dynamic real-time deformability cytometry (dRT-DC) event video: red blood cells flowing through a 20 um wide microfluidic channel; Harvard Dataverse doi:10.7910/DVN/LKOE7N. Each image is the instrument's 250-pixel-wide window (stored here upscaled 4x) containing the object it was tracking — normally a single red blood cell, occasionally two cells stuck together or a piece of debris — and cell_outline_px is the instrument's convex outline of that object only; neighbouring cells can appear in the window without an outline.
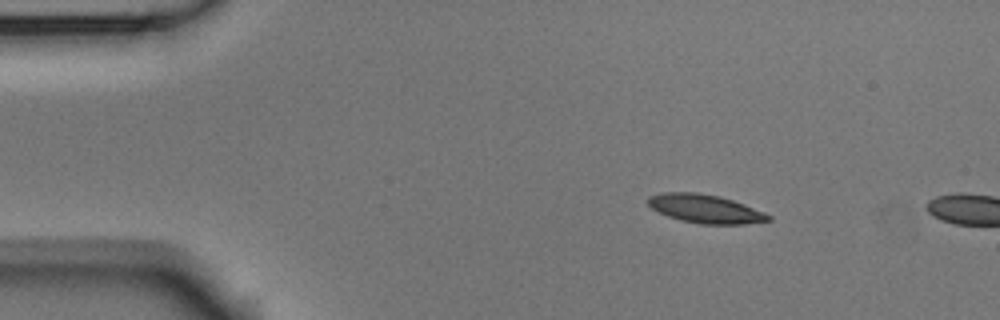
{"species": "Egyptian fruit bat (a non-hibernating species)", "species_latin": "Rousettus aegyptiacus", "temperature_condition": "room temperature", "stored_images_in_passage": 2, "camera_frame_rate_fps": 3000, "um_per_image_px": 0.085, "animal": {"sex": "male"}, "frame": {"image": 1, "passage_image": 1, "time_ms": 0.0, "image_size_px": [1000, 320], "cell_outline_px": [[772, 220], [744, 224], [700, 224], [680, 220], [668, 216], [652, 208], [648, 204], [648, 196], [660, 192], [696, 192], [720, 196], [744, 204], [764, 212], [772, 216]], "centroid_in_image_um": [59.95, 17.74], "position_along_channel_um": 25.1, "area_um2": 20.06}}